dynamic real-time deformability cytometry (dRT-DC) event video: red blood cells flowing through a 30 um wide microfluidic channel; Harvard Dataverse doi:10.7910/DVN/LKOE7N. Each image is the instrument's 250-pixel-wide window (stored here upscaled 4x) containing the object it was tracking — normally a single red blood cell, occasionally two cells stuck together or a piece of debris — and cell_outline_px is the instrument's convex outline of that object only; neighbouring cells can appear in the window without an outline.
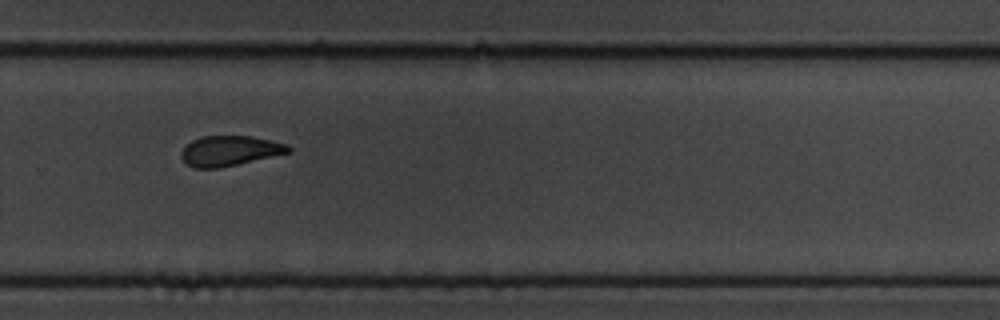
{"species": "common noctule bat (a hibernating species)", "species_latin": "Nyctalus noctula", "temperature_condition": "cold", "stored_images_in_passage": 12, "camera_frame_rate_fps": 3000, "um_per_image_px": 0.085, "animal": {"sex": "male", "body_mass_g": 19.5, "forearm_length_mm": 54.6}, "frame": {"image": 1, "passage_image": 7, "time_ms": 7.667, "image_size_px": [1000, 320], "cell_outline_px": [[292, 152], [220, 168], [192, 168], [180, 156], [180, 152], [192, 140], [204, 136], [252, 136], [288, 144], [292, 148]], "centroid_in_image_um": [19.55, 12.82], "position_along_channel_um": 310.2, "area_um2": 18.84}, "authors_computed_cell_mechanics": {"area_um2": 16.6464, "velocity_mm_per_s": 3.7257, "shape_relaxation_time_tau1_ms": 1.0686, "shape_relaxation_time_tau2_ms": 1.1764, "deformation_change_tau1": 0.0654, "deformation_change_tau2": 0.0671}}